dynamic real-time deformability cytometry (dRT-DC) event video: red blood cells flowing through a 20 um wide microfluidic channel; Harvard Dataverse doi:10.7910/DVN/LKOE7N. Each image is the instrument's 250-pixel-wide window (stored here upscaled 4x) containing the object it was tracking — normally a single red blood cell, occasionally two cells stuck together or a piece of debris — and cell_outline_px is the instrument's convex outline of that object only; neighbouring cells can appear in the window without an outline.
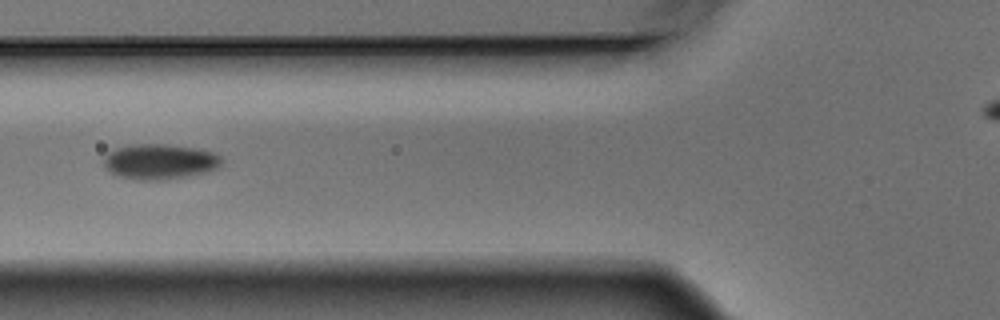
{"species": "Egyptian fruit bat (a non-hibernating species)", "species_latin": "Rousettus aegyptiacus", "temperature_condition": "warm", "stored_images_in_passage": 6, "camera_frame_rate_fps": 3000, "um_per_image_px": 0.085, "animal": {"sex": "male"}, "frame": {"image": 1, "passage_image": 5, "time_ms": 1.333, "image_size_px": [1000, 320], "cell_outline_px": [[224, 160], [216, 168], [204, 172], [188, 176], [164, 180], [132, 180], [116, 176], [108, 172], [104, 168], [104, 156], [108, 152], [116, 148], [136, 144], [164, 144], [200, 148], [216, 152]], "centroid_in_image_um": [13.56, 13.74], "position_along_channel_um": 112.2, "area_um2": 24.68}}
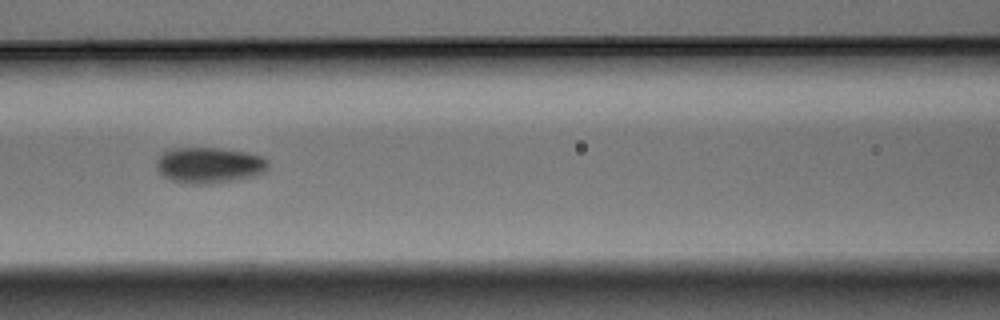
{"frame": {"image": 2, "passage_image": 6, "time_ms": 1.667, "image_size_px": [1000, 320], "cell_outline_px": [[268, 168], [264, 172], [256, 176], [212, 184], [184, 184], [172, 180], [164, 176], [156, 168], [156, 160], [164, 152], [172, 148], [220, 148], [248, 152], [264, 156], [268, 160]], "centroid_in_image_um": [17.82, 14.04], "position_along_channel_um": 148.8, "area_um2": 23.7}}